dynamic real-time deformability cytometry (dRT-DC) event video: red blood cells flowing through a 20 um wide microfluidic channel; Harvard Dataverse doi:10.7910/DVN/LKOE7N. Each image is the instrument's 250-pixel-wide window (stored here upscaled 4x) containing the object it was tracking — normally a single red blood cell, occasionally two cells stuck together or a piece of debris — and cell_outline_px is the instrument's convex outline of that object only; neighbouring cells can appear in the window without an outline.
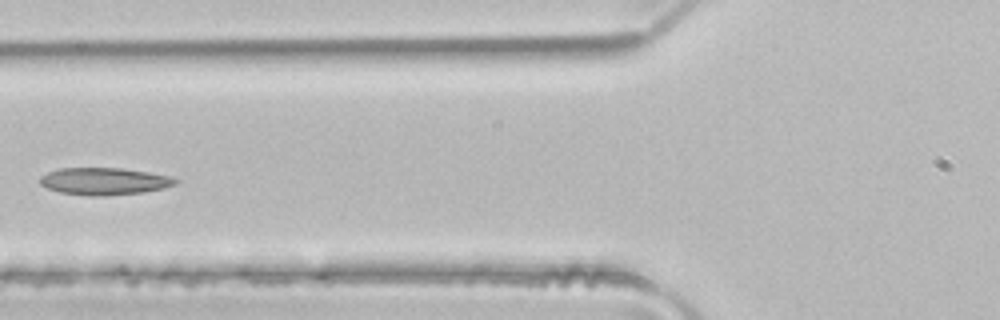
{"species": "common noctule bat (a hibernating species)", "species_latin": "Nyctalus noctula", "temperature_condition": "room temperature", "stored_images_in_passage": 5, "camera_frame_rate_fps": 3000, "um_per_image_px": 0.085, "animal": {"sex": "male", "body_mass_g": 21.5, "forearm_length_mm": 52.0}, "frame": {"image": 1, "passage_image": 5, "time_ms": 1.333, "image_size_px": [1000, 320], "cell_outline_px": [[176, 184], [164, 188], [144, 192], [104, 196], [92, 196], [60, 192], [48, 188], [40, 184], [40, 176], [56, 168], [120, 168], [148, 172], [168, 176], [176, 180]], "centroid_in_image_um": [8.82, 15.41], "position_along_channel_um": 117.0, "area_um2": 21.33}}